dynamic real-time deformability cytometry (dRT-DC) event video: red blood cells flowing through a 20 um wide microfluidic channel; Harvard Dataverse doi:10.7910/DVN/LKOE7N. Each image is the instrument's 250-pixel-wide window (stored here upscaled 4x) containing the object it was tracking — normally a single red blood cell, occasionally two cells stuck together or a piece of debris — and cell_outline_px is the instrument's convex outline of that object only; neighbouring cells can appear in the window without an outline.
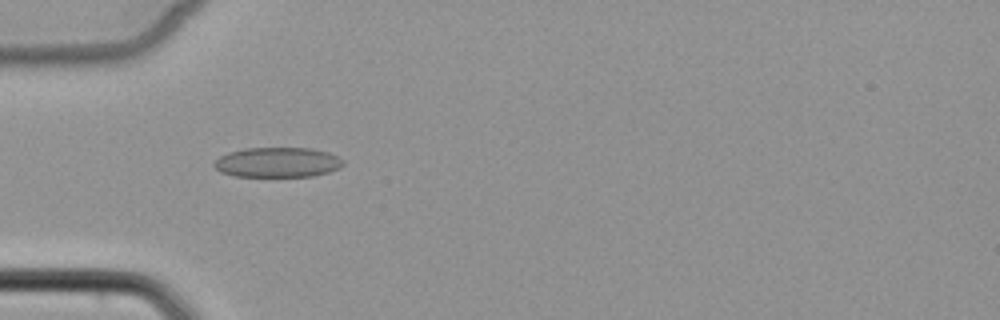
{"species": "common noctule bat (a hibernating species)", "species_latin": "Nyctalus noctula", "temperature_condition": "cold", "stored_images_in_passage": 5, "camera_frame_rate_fps": 3000, "um_per_image_px": 0.085, "animal": {"sex": "female", "body_mass_g": 22.7, "forearm_length_mm": 54.2}, "frame": {"image": 1, "passage_image": 4, "time_ms": 3.667, "image_size_px": [1000, 320], "cell_outline_px": [[344, 164], [340, 168], [328, 172], [312, 176], [232, 176], [220, 172], [212, 164], [220, 156], [228, 152], [244, 148], [312, 148], [328, 152], [344, 160]], "centroid_in_image_um": [23.58, 13.79], "position_along_channel_um": 61.4, "area_um2": 22.6}}
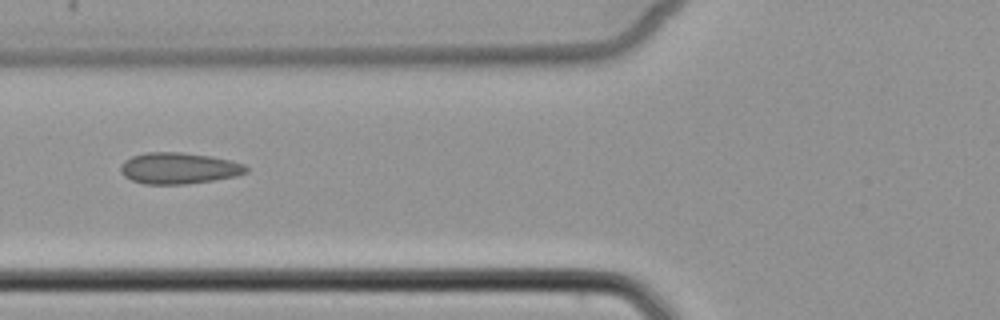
{"frame": {"image": 2, "passage_image": 5, "time_ms": 5.0, "image_size_px": [1000, 320], "cell_outline_px": [[248, 172], [236, 176], [212, 180], [184, 184], [144, 184], [132, 180], [124, 176], [120, 172], [120, 164], [124, 160], [132, 156], [148, 152], [180, 152], [212, 156], [232, 160], [244, 164], [248, 168]], "centroid_in_image_um": [15.19, 14.29], "position_along_channel_um": 110.6, "area_um2": 23.0}}